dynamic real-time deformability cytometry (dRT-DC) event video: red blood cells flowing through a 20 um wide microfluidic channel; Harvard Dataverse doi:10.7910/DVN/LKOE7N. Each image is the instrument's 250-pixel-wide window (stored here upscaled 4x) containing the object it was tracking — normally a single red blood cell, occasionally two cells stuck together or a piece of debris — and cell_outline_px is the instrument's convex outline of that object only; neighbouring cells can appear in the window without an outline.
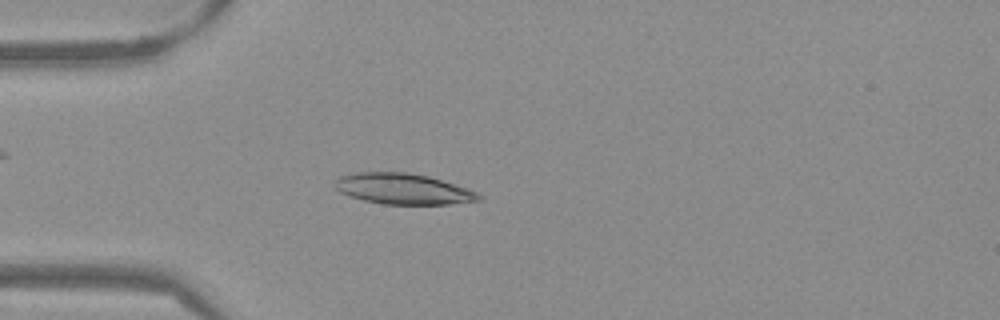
{"species": "Egyptian fruit bat (a non-hibernating species)", "species_latin": "Rousettus aegyptiacus", "temperature_condition": "warm", "stored_images_in_passage": 39, "camera_frame_rate_fps": 3000, "um_per_image_px": 0.085, "frame": {"image": 1, "passage_image": 8, "time_ms": 2.333, "image_size_px": [1000, 320], "cell_outline_px": [[484, 196], [480, 200], [448, 204], [384, 204], [364, 200], [340, 192], [336, 188], [336, 180], [340, 176], [356, 172], [404, 172], [428, 176], [476, 192]], "centroid_in_image_um": [34.25, 16.05], "position_along_channel_um": 50.7, "area_um2": 25.32}}
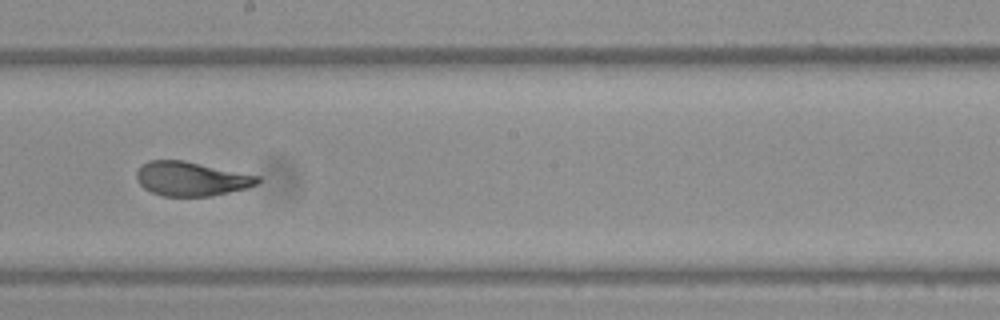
{"frame": {"image": 2, "passage_image": 23, "time_ms": 7.333, "image_size_px": [1000, 320], "cell_outline_px": [[260, 180], [256, 184], [248, 188], [212, 196], [164, 196], [152, 192], [144, 188], [136, 180], [136, 172], [148, 160], [184, 160], [260, 176]], "centroid_in_image_um": [16.26, 15.2], "position_along_channel_um": 231.9, "area_um2": 24.1}}
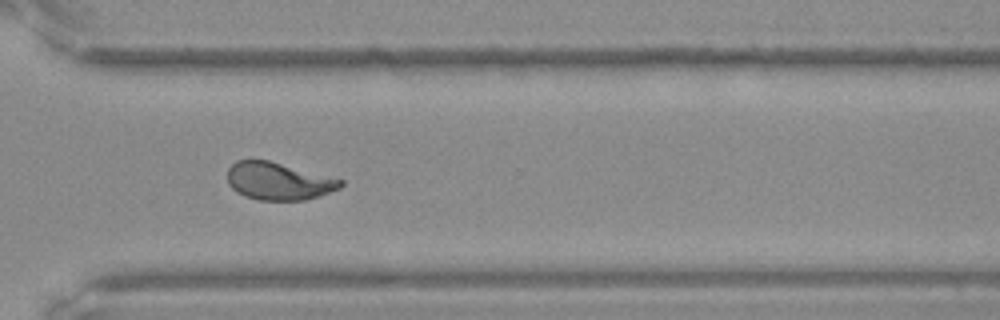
{"frame": {"image": 3, "passage_image": 32, "time_ms": 10.333, "image_size_px": [1000, 320], "cell_outline_px": [[344, 184], [340, 188], [304, 200], [260, 200], [244, 196], [236, 192], [228, 184], [228, 168], [236, 160], [268, 160], [344, 180]], "centroid_in_image_um": [23.64, 15.39], "position_along_channel_um": 347.0, "area_um2": 24.57}, "authors_computed_cell_mechanics": {"area_um2": 25.2008, "velocity_mm_per_s": 3.8359, "shape_relaxation_time_tau1_ms": 3.9433, "shape_relaxation_time_tau2_ms": 0.9725, "deformation_change_tau1": 0.1857, "deformation_change_tau2": 0.0725}}